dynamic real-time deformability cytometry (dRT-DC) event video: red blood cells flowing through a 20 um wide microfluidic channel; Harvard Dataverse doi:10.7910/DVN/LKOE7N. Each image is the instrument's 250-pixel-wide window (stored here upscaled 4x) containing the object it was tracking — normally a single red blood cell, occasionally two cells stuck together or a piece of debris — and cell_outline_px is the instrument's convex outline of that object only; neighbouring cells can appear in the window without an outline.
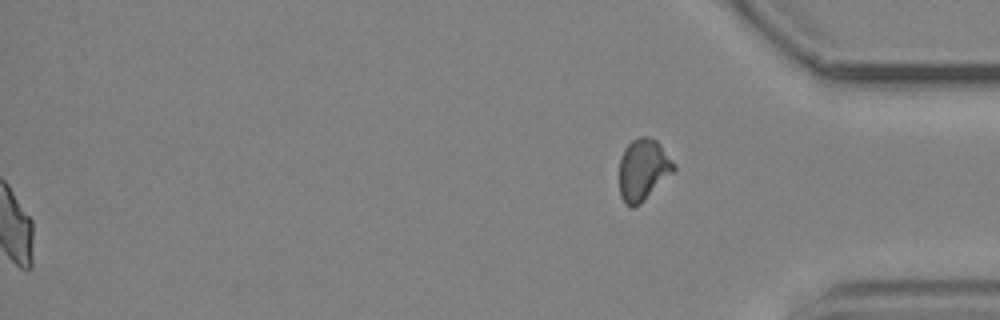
{"species": "common noctule bat (a hibernating species)", "species_latin": "Nyctalus noctula", "temperature_condition": "cold", "stored_images_in_passage": 48, "camera_frame_rate_fps": 3000, "um_per_image_px": 0.085, "animal": {"sex": "male", "body_mass_g": 19.2, "forearm_length_mm": 51.8}, "frame": {"image": 1, "passage_image": 48, "time_ms": 15.667, "image_size_px": [1000, 320], "cell_outline_px": [[676, 168], [640, 204], [632, 208], [628, 208], [624, 204], [620, 196], [620, 160], [624, 148], [632, 140], [640, 136], [648, 136], [656, 140], [660, 144], [676, 164]], "centroid_in_image_um": [54.65, 14.42], "position_along_channel_um": 380.6, "area_um2": 19.54}, "authors_computed_cell_mechanics": {"area_um2": 20.6635, "velocity_mm_per_s": 3.6869, "shape_relaxation_time_tau1_ms": null, "shape_relaxation_time_tau2_ms": 3.4468, "deformation_change_tau1": null, "deformation_change_tau2": 0.0783}}